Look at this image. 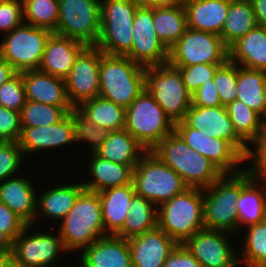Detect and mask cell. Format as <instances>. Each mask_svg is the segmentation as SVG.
<instances>
[{
	"label": "cell",
	"mask_w": 266,
	"mask_h": 267,
	"mask_svg": "<svg viewBox=\"0 0 266 267\" xmlns=\"http://www.w3.org/2000/svg\"><path fill=\"white\" fill-rule=\"evenodd\" d=\"M151 152L172 168L188 188H207L223 175L208 158L188 146L175 131L161 140Z\"/></svg>",
	"instance_id": "1"
},
{
	"label": "cell",
	"mask_w": 266,
	"mask_h": 267,
	"mask_svg": "<svg viewBox=\"0 0 266 267\" xmlns=\"http://www.w3.org/2000/svg\"><path fill=\"white\" fill-rule=\"evenodd\" d=\"M58 224V233L67 253L81 252L105 236L101 203L97 192L84 189L74 206Z\"/></svg>",
	"instance_id": "2"
},
{
	"label": "cell",
	"mask_w": 266,
	"mask_h": 267,
	"mask_svg": "<svg viewBox=\"0 0 266 267\" xmlns=\"http://www.w3.org/2000/svg\"><path fill=\"white\" fill-rule=\"evenodd\" d=\"M145 67L127 56L109 55L100 50V96L127 109L145 90Z\"/></svg>",
	"instance_id": "3"
},
{
	"label": "cell",
	"mask_w": 266,
	"mask_h": 267,
	"mask_svg": "<svg viewBox=\"0 0 266 267\" xmlns=\"http://www.w3.org/2000/svg\"><path fill=\"white\" fill-rule=\"evenodd\" d=\"M157 226L177 244L204 229L203 189L187 188L157 208Z\"/></svg>",
	"instance_id": "4"
},
{
	"label": "cell",
	"mask_w": 266,
	"mask_h": 267,
	"mask_svg": "<svg viewBox=\"0 0 266 267\" xmlns=\"http://www.w3.org/2000/svg\"><path fill=\"white\" fill-rule=\"evenodd\" d=\"M137 8L132 0H101L100 34L96 47L105 54L126 56L132 47Z\"/></svg>",
	"instance_id": "5"
},
{
	"label": "cell",
	"mask_w": 266,
	"mask_h": 267,
	"mask_svg": "<svg viewBox=\"0 0 266 267\" xmlns=\"http://www.w3.org/2000/svg\"><path fill=\"white\" fill-rule=\"evenodd\" d=\"M124 129L150 152L174 131V123L144 90L126 109Z\"/></svg>",
	"instance_id": "6"
},
{
	"label": "cell",
	"mask_w": 266,
	"mask_h": 267,
	"mask_svg": "<svg viewBox=\"0 0 266 267\" xmlns=\"http://www.w3.org/2000/svg\"><path fill=\"white\" fill-rule=\"evenodd\" d=\"M241 192V172L223 174L203 189L204 227L238 234L237 200ZM235 233V234H234Z\"/></svg>",
	"instance_id": "7"
},
{
	"label": "cell",
	"mask_w": 266,
	"mask_h": 267,
	"mask_svg": "<svg viewBox=\"0 0 266 267\" xmlns=\"http://www.w3.org/2000/svg\"><path fill=\"white\" fill-rule=\"evenodd\" d=\"M132 182L135 193L157 208L188 188L182 178L151 151L146 152L133 169Z\"/></svg>",
	"instance_id": "8"
},
{
	"label": "cell",
	"mask_w": 266,
	"mask_h": 267,
	"mask_svg": "<svg viewBox=\"0 0 266 267\" xmlns=\"http://www.w3.org/2000/svg\"><path fill=\"white\" fill-rule=\"evenodd\" d=\"M145 90L177 123L182 121L191 106V93L186 89L181 72L171 65L145 66Z\"/></svg>",
	"instance_id": "9"
},
{
	"label": "cell",
	"mask_w": 266,
	"mask_h": 267,
	"mask_svg": "<svg viewBox=\"0 0 266 267\" xmlns=\"http://www.w3.org/2000/svg\"><path fill=\"white\" fill-rule=\"evenodd\" d=\"M53 32L22 23L2 36L0 55L17 72L38 70L47 40Z\"/></svg>",
	"instance_id": "10"
},
{
	"label": "cell",
	"mask_w": 266,
	"mask_h": 267,
	"mask_svg": "<svg viewBox=\"0 0 266 267\" xmlns=\"http://www.w3.org/2000/svg\"><path fill=\"white\" fill-rule=\"evenodd\" d=\"M228 59L229 48L220 36L190 28L168 52V64L171 66L224 64Z\"/></svg>",
	"instance_id": "11"
},
{
	"label": "cell",
	"mask_w": 266,
	"mask_h": 267,
	"mask_svg": "<svg viewBox=\"0 0 266 267\" xmlns=\"http://www.w3.org/2000/svg\"><path fill=\"white\" fill-rule=\"evenodd\" d=\"M59 18L53 33L96 46L100 34L101 0H58Z\"/></svg>",
	"instance_id": "12"
},
{
	"label": "cell",
	"mask_w": 266,
	"mask_h": 267,
	"mask_svg": "<svg viewBox=\"0 0 266 267\" xmlns=\"http://www.w3.org/2000/svg\"><path fill=\"white\" fill-rule=\"evenodd\" d=\"M32 227L34 224H27L7 248V255L15 267L54 266L60 254L67 252L59 233L57 236L40 231L29 234Z\"/></svg>",
	"instance_id": "13"
},
{
	"label": "cell",
	"mask_w": 266,
	"mask_h": 267,
	"mask_svg": "<svg viewBox=\"0 0 266 267\" xmlns=\"http://www.w3.org/2000/svg\"><path fill=\"white\" fill-rule=\"evenodd\" d=\"M174 131L193 150L208 158L223 174H237L245 169L241 167L245 157L227 140L209 137L207 130L201 132L189 127L183 120L174 124Z\"/></svg>",
	"instance_id": "14"
},
{
	"label": "cell",
	"mask_w": 266,
	"mask_h": 267,
	"mask_svg": "<svg viewBox=\"0 0 266 267\" xmlns=\"http://www.w3.org/2000/svg\"><path fill=\"white\" fill-rule=\"evenodd\" d=\"M230 232L202 229L188 238L183 245L201 267H239L240 258L227 237Z\"/></svg>",
	"instance_id": "15"
},
{
	"label": "cell",
	"mask_w": 266,
	"mask_h": 267,
	"mask_svg": "<svg viewBox=\"0 0 266 267\" xmlns=\"http://www.w3.org/2000/svg\"><path fill=\"white\" fill-rule=\"evenodd\" d=\"M132 30V47L126 55L130 60L144 67L168 63L169 49L154 30L153 7L137 8Z\"/></svg>",
	"instance_id": "16"
},
{
	"label": "cell",
	"mask_w": 266,
	"mask_h": 267,
	"mask_svg": "<svg viewBox=\"0 0 266 267\" xmlns=\"http://www.w3.org/2000/svg\"><path fill=\"white\" fill-rule=\"evenodd\" d=\"M100 49L87 46L76 58L70 73L64 78L67 96L73 107L100 96Z\"/></svg>",
	"instance_id": "17"
},
{
	"label": "cell",
	"mask_w": 266,
	"mask_h": 267,
	"mask_svg": "<svg viewBox=\"0 0 266 267\" xmlns=\"http://www.w3.org/2000/svg\"><path fill=\"white\" fill-rule=\"evenodd\" d=\"M183 121L201 132L207 130L208 136L230 142L244 157L249 145L237 134L226 106L199 107L191 105Z\"/></svg>",
	"instance_id": "18"
},
{
	"label": "cell",
	"mask_w": 266,
	"mask_h": 267,
	"mask_svg": "<svg viewBox=\"0 0 266 267\" xmlns=\"http://www.w3.org/2000/svg\"><path fill=\"white\" fill-rule=\"evenodd\" d=\"M21 128L18 144L24 155L44 151V149H48L47 151L52 148L59 149L75 143V125L70 112L51 125Z\"/></svg>",
	"instance_id": "19"
},
{
	"label": "cell",
	"mask_w": 266,
	"mask_h": 267,
	"mask_svg": "<svg viewBox=\"0 0 266 267\" xmlns=\"http://www.w3.org/2000/svg\"><path fill=\"white\" fill-rule=\"evenodd\" d=\"M133 267H163L178 245L158 226L127 239Z\"/></svg>",
	"instance_id": "20"
},
{
	"label": "cell",
	"mask_w": 266,
	"mask_h": 267,
	"mask_svg": "<svg viewBox=\"0 0 266 267\" xmlns=\"http://www.w3.org/2000/svg\"><path fill=\"white\" fill-rule=\"evenodd\" d=\"M21 76L27 100L62 107L67 113L73 108L64 79L39 70L23 71Z\"/></svg>",
	"instance_id": "21"
},
{
	"label": "cell",
	"mask_w": 266,
	"mask_h": 267,
	"mask_svg": "<svg viewBox=\"0 0 266 267\" xmlns=\"http://www.w3.org/2000/svg\"><path fill=\"white\" fill-rule=\"evenodd\" d=\"M261 183V184H260ZM238 230L266 220V179L241 172V192L237 200Z\"/></svg>",
	"instance_id": "22"
},
{
	"label": "cell",
	"mask_w": 266,
	"mask_h": 267,
	"mask_svg": "<svg viewBox=\"0 0 266 267\" xmlns=\"http://www.w3.org/2000/svg\"><path fill=\"white\" fill-rule=\"evenodd\" d=\"M80 267H133L127 239L108 235L84 248Z\"/></svg>",
	"instance_id": "23"
},
{
	"label": "cell",
	"mask_w": 266,
	"mask_h": 267,
	"mask_svg": "<svg viewBox=\"0 0 266 267\" xmlns=\"http://www.w3.org/2000/svg\"><path fill=\"white\" fill-rule=\"evenodd\" d=\"M86 47L87 45L78 40L52 33L47 40L38 70L64 79Z\"/></svg>",
	"instance_id": "24"
},
{
	"label": "cell",
	"mask_w": 266,
	"mask_h": 267,
	"mask_svg": "<svg viewBox=\"0 0 266 267\" xmlns=\"http://www.w3.org/2000/svg\"><path fill=\"white\" fill-rule=\"evenodd\" d=\"M26 177V178H25ZM31 179L21 174L0 182V202L20 216L27 224L36 221L37 195Z\"/></svg>",
	"instance_id": "25"
},
{
	"label": "cell",
	"mask_w": 266,
	"mask_h": 267,
	"mask_svg": "<svg viewBox=\"0 0 266 267\" xmlns=\"http://www.w3.org/2000/svg\"><path fill=\"white\" fill-rule=\"evenodd\" d=\"M135 194L133 182L116 186L98 193L103 225L107 235H116L125 224L130 209V200Z\"/></svg>",
	"instance_id": "26"
},
{
	"label": "cell",
	"mask_w": 266,
	"mask_h": 267,
	"mask_svg": "<svg viewBox=\"0 0 266 267\" xmlns=\"http://www.w3.org/2000/svg\"><path fill=\"white\" fill-rule=\"evenodd\" d=\"M231 0H195L184 5L187 26L220 36Z\"/></svg>",
	"instance_id": "27"
},
{
	"label": "cell",
	"mask_w": 266,
	"mask_h": 267,
	"mask_svg": "<svg viewBox=\"0 0 266 267\" xmlns=\"http://www.w3.org/2000/svg\"><path fill=\"white\" fill-rule=\"evenodd\" d=\"M91 157L88 164L90 181L85 180L82 185L86 190L99 193L109 188L132 183L133 169L129 165L114 163L101 159L95 153H89ZM92 177V178H91Z\"/></svg>",
	"instance_id": "28"
},
{
	"label": "cell",
	"mask_w": 266,
	"mask_h": 267,
	"mask_svg": "<svg viewBox=\"0 0 266 267\" xmlns=\"http://www.w3.org/2000/svg\"><path fill=\"white\" fill-rule=\"evenodd\" d=\"M229 60L238 66L266 71V28L257 25L233 43Z\"/></svg>",
	"instance_id": "29"
},
{
	"label": "cell",
	"mask_w": 266,
	"mask_h": 267,
	"mask_svg": "<svg viewBox=\"0 0 266 267\" xmlns=\"http://www.w3.org/2000/svg\"><path fill=\"white\" fill-rule=\"evenodd\" d=\"M147 151L125 129L109 132L106 141L95 152L101 159L129 165L132 169Z\"/></svg>",
	"instance_id": "30"
},
{
	"label": "cell",
	"mask_w": 266,
	"mask_h": 267,
	"mask_svg": "<svg viewBox=\"0 0 266 267\" xmlns=\"http://www.w3.org/2000/svg\"><path fill=\"white\" fill-rule=\"evenodd\" d=\"M51 189H46L37 198L36 222L38 214H44L45 218L54 222L61 221L74 206L78 195L85 189L82 183L70 182Z\"/></svg>",
	"instance_id": "31"
},
{
	"label": "cell",
	"mask_w": 266,
	"mask_h": 267,
	"mask_svg": "<svg viewBox=\"0 0 266 267\" xmlns=\"http://www.w3.org/2000/svg\"><path fill=\"white\" fill-rule=\"evenodd\" d=\"M266 117V71L237 65V98Z\"/></svg>",
	"instance_id": "32"
},
{
	"label": "cell",
	"mask_w": 266,
	"mask_h": 267,
	"mask_svg": "<svg viewBox=\"0 0 266 267\" xmlns=\"http://www.w3.org/2000/svg\"><path fill=\"white\" fill-rule=\"evenodd\" d=\"M153 20L157 36L168 49L183 36L188 28L184 5L153 7Z\"/></svg>",
	"instance_id": "33"
},
{
	"label": "cell",
	"mask_w": 266,
	"mask_h": 267,
	"mask_svg": "<svg viewBox=\"0 0 266 267\" xmlns=\"http://www.w3.org/2000/svg\"><path fill=\"white\" fill-rule=\"evenodd\" d=\"M257 25L254 8L250 0H231L220 37L229 48Z\"/></svg>",
	"instance_id": "34"
},
{
	"label": "cell",
	"mask_w": 266,
	"mask_h": 267,
	"mask_svg": "<svg viewBox=\"0 0 266 267\" xmlns=\"http://www.w3.org/2000/svg\"><path fill=\"white\" fill-rule=\"evenodd\" d=\"M123 228L115 235L129 239L157 227V207L144 197L134 194Z\"/></svg>",
	"instance_id": "35"
},
{
	"label": "cell",
	"mask_w": 266,
	"mask_h": 267,
	"mask_svg": "<svg viewBox=\"0 0 266 267\" xmlns=\"http://www.w3.org/2000/svg\"><path fill=\"white\" fill-rule=\"evenodd\" d=\"M78 108L96 125L109 132L124 129L126 109L101 96L82 102Z\"/></svg>",
	"instance_id": "36"
},
{
	"label": "cell",
	"mask_w": 266,
	"mask_h": 267,
	"mask_svg": "<svg viewBox=\"0 0 266 267\" xmlns=\"http://www.w3.org/2000/svg\"><path fill=\"white\" fill-rule=\"evenodd\" d=\"M237 134L250 146L264 125V118L255 110L236 99L226 106Z\"/></svg>",
	"instance_id": "37"
},
{
	"label": "cell",
	"mask_w": 266,
	"mask_h": 267,
	"mask_svg": "<svg viewBox=\"0 0 266 267\" xmlns=\"http://www.w3.org/2000/svg\"><path fill=\"white\" fill-rule=\"evenodd\" d=\"M23 22L35 27L56 30L59 18L58 0H22Z\"/></svg>",
	"instance_id": "38"
},
{
	"label": "cell",
	"mask_w": 266,
	"mask_h": 267,
	"mask_svg": "<svg viewBox=\"0 0 266 267\" xmlns=\"http://www.w3.org/2000/svg\"><path fill=\"white\" fill-rule=\"evenodd\" d=\"M243 242L245 267H266V220L247 226Z\"/></svg>",
	"instance_id": "39"
},
{
	"label": "cell",
	"mask_w": 266,
	"mask_h": 267,
	"mask_svg": "<svg viewBox=\"0 0 266 267\" xmlns=\"http://www.w3.org/2000/svg\"><path fill=\"white\" fill-rule=\"evenodd\" d=\"M67 112L62 107L26 100L20 112L21 127H41L60 121Z\"/></svg>",
	"instance_id": "40"
},
{
	"label": "cell",
	"mask_w": 266,
	"mask_h": 267,
	"mask_svg": "<svg viewBox=\"0 0 266 267\" xmlns=\"http://www.w3.org/2000/svg\"><path fill=\"white\" fill-rule=\"evenodd\" d=\"M70 113L74 119L75 143L87 142L91 153H95L106 141L109 131L96 125L78 107H73Z\"/></svg>",
	"instance_id": "41"
},
{
	"label": "cell",
	"mask_w": 266,
	"mask_h": 267,
	"mask_svg": "<svg viewBox=\"0 0 266 267\" xmlns=\"http://www.w3.org/2000/svg\"><path fill=\"white\" fill-rule=\"evenodd\" d=\"M213 80L221 105L227 106L237 98V64L229 59L217 67Z\"/></svg>",
	"instance_id": "42"
},
{
	"label": "cell",
	"mask_w": 266,
	"mask_h": 267,
	"mask_svg": "<svg viewBox=\"0 0 266 267\" xmlns=\"http://www.w3.org/2000/svg\"><path fill=\"white\" fill-rule=\"evenodd\" d=\"M26 100L21 72L0 86V106L21 112Z\"/></svg>",
	"instance_id": "43"
},
{
	"label": "cell",
	"mask_w": 266,
	"mask_h": 267,
	"mask_svg": "<svg viewBox=\"0 0 266 267\" xmlns=\"http://www.w3.org/2000/svg\"><path fill=\"white\" fill-rule=\"evenodd\" d=\"M23 157L18 142L0 141V182L14 177L23 164Z\"/></svg>",
	"instance_id": "44"
},
{
	"label": "cell",
	"mask_w": 266,
	"mask_h": 267,
	"mask_svg": "<svg viewBox=\"0 0 266 267\" xmlns=\"http://www.w3.org/2000/svg\"><path fill=\"white\" fill-rule=\"evenodd\" d=\"M250 144L251 147L254 145L255 148L249 147L245 161H250V163L244 168L255 177H266V123Z\"/></svg>",
	"instance_id": "45"
},
{
	"label": "cell",
	"mask_w": 266,
	"mask_h": 267,
	"mask_svg": "<svg viewBox=\"0 0 266 267\" xmlns=\"http://www.w3.org/2000/svg\"><path fill=\"white\" fill-rule=\"evenodd\" d=\"M221 64H195L190 66H173L181 72L186 89L192 94L203 83L213 79L217 67Z\"/></svg>",
	"instance_id": "46"
},
{
	"label": "cell",
	"mask_w": 266,
	"mask_h": 267,
	"mask_svg": "<svg viewBox=\"0 0 266 267\" xmlns=\"http://www.w3.org/2000/svg\"><path fill=\"white\" fill-rule=\"evenodd\" d=\"M26 226L20 216L0 202V243L8 248Z\"/></svg>",
	"instance_id": "47"
},
{
	"label": "cell",
	"mask_w": 266,
	"mask_h": 267,
	"mask_svg": "<svg viewBox=\"0 0 266 267\" xmlns=\"http://www.w3.org/2000/svg\"><path fill=\"white\" fill-rule=\"evenodd\" d=\"M23 23L22 0L0 1V31L6 35Z\"/></svg>",
	"instance_id": "48"
},
{
	"label": "cell",
	"mask_w": 266,
	"mask_h": 267,
	"mask_svg": "<svg viewBox=\"0 0 266 267\" xmlns=\"http://www.w3.org/2000/svg\"><path fill=\"white\" fill-rule=\"evenodd\" d=\"M21 129L20 112L0 106V141L18 142Z\"/></svg>",
	"instance_id": "49"
},
{
	"label": "cell",
	"mask_w": 266,
	"mask_h": 267,
	"mask_svg": "<svg viewBox=\"0 0 266 267\" xmlns=\"http://www.w3.org/2000/svg\"><path fill=\"white\" fill-rule=\"evenodd\" d=\"M191 105L199 107L222 106L213 79L203 83L194 93L191 94Z\"/></svg>",
	"instance_id": "50"
},
{
	"label": "cell",
	"mask_w": 266,
	"mask_h": 267,
	"mask_svg": "<svg viewBox=\"0 0 266 267\" xmlns=\"http://www.w3.org/2000/svg\"><path fill=\"white\" fill-rule=\"evenodd\" d=\"M163 267H201L183 244H178L168 255Z\"/></svg>",
	"instance_id": "51"
},
{
	"label": "cell",
	"mask_w": 266,
	"mask_h": 267,
	"mask_svg": "<svg viewBox=\"0 0 266 267\" xmlns=\"http://www.w3.org/2000/svg\"><path fill=\"white\" fill-rule=\"evenodd\" d=\"M257 19V24L266 28V0H250Z\"/></svg>",
	"instance_id": "52"
},
{
	"label": "cell",
	"mask_w": 266,
	"mask_h": 267,
	"mask_svg": "<svg viewBox=\"0 0 266 267\" xmlns=\"http://www.w3.org/2000/svg\"><path fill=\"white\" fill-rule=\"evenodd\" d=\"M17 72L0 55V86L12 78Z\"/></svg>",
	"instance_id": "53"
},
{
	"label": "cell",
	"mask_w": 266,
	"mask_h": 267,
	"mask_svg": "<svg viewBox=\"0 0 266 267\" xmlns=\"http://www.w3.org/2000/svg\"><path fill=\"white\" fill-rule=\"evenodd\" d=\"M138 7H161L175 4L174 0H132Z\"/></svg>",
	"instance_id": "54"
},
{
	"label": "cell",
	"mask_w": 266,
	"mask_h": 267,
	"mask_svg": "<svg viewBox=\"0 0 266 267\" xmlns=\"http://www.w3.org/2000/svg\"><path fill=\"white\" fill-rule=\"evenodd\" d=\"M0 267H15L11 261V258L6 255L3 259L0 260Z\"/></svg>",
	"instance_id": "55"
},
{
	"label": "cell",
	"mask_w": 266,
	"mask_h": 267,
	"mask_svg": "<svg viewBox=\"0 0 266 267\" xmlns=\"http://www.w3.org/2000/svg\"><path fill=\"white\" fill-rule=\"evenodd\" d=\"M7 255V248L0 243V260L3 259Z\"/></svg>",
	"instance_id": "56"
},
{
	"label": "cell",
	"mask_w": 266,
	"mask_h": 267,
	"mask_svg": "<svg viewBox=\"0 0 266 267\" xmlns=\"http://www.w3.org/2000/svg\"><path fill=\"white\" fill-rule=\"evenodd\" d=\"M191 1H195V0H174V3L179 4V5H185Z\"/></svg>",
	"instance_id": "57"
},
{
	"label": "cell",
	"mask_w": 266,
	"mask_h": 267,
	"mask_svg": "<svg viewBox=\"0 0 266 267\" xmlns=\"http://www.w3.org/2000/svg\"><path fill=\"white\" fill-rule=\"evenodd\" d=\"M43 267H56L55 265L54 266H43ZM59 267V266H58ZM80 267V266H79Z\"/></svg>",
	"instance_id": "58"
}]
</instances>
